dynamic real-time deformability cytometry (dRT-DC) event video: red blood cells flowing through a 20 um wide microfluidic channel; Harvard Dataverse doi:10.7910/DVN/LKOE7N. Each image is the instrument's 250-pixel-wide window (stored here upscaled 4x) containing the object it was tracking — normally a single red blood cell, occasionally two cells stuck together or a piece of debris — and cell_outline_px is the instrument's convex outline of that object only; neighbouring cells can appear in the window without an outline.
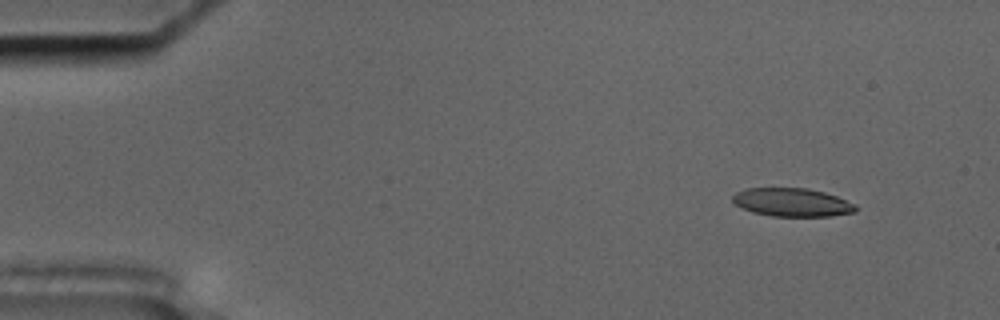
{"species": "common noctule bat (a hibernating species)", "species_latin": "Nyctalus noctula", "temperature_condition": "cold", "stored_images_in_passage": 55, "camera_frame_rate_fps": 3000, "um_per_image_px": 0.085, "animal": {"sex": "male", "body_mass_g": 17.5, "forearm_length_mm": 52.3}, "frame": {"image": 1, "passage_image": 5, "time_ms": 1.333, "image_size_px": [1000, 320], "cell_outline_px": [[856, 212], [832, 216], [772, 216], [752, 212], [736, 204], [732, 200], [732, 196], [736, 192], [748, 188], [808, 188], [824, 192], [836, 196], [856, 204]], "centroid_in_image_um": [67.35, 17.2], "position_along_channel_um": 17.7, "area_um2": 20.29}}
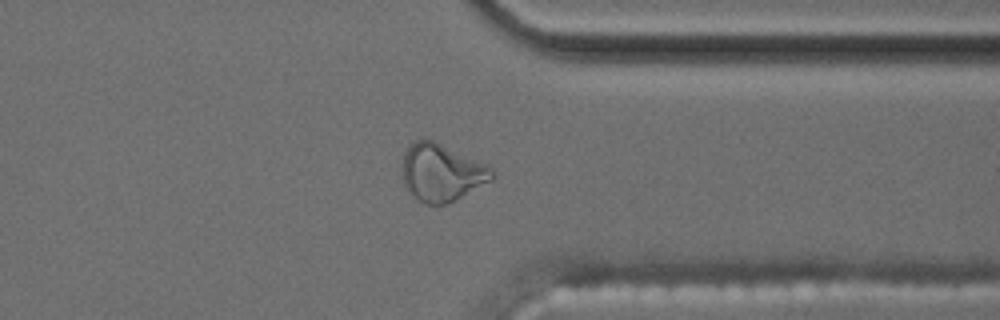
{"frame": {"image": 2, "passage_image": 43, "time_ms": 14.0, "image_size_px": [1000, 320], "cell_outline_px": [[496, 176], [492, 180], [448, 204], [424, 204], [416, 200], [408, 192], [404, 184], [400, 172], [400, 164], [404, 152], [408, 144], [424, 136], [488, 164], [492, 168]], "centroid_in_image_um": [37.48, 14.65], "position_along_channel_um": 373.9, "area_um2": 30.98}}
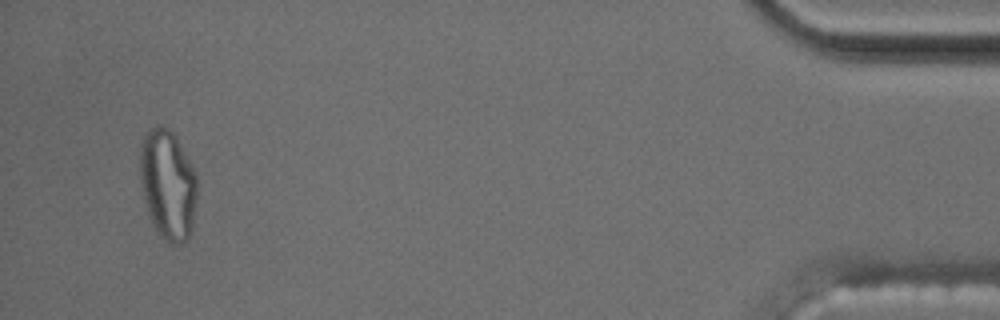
{"frame": {"image": 3, "passage_image": 53, "time_ms": 17.333, "image_size_px": [1000, 320], "cell_outline_px": [[196, 196], [192, 224], [188, 236], [184, 240], [172, 244], [160, 236], [156, 232], [148, 212], [140, 184], [140, 144], [148, 128], [156, 124], [164, 124], [176, 136], [196, 176]], "centroid_in_image_um": [14.22, 15.62], "position_along_channel_um": 421.0, "area_um2": 36.3}, "authors_computed_cell_mechanics": {"area_um2": 22.0796, "velocity_mm_per_s": 3.6127, "shape_relaxation_time_tau1_ms": null, "shape_relaxation_time_tau2_ms": 2.6622, "deformation_change_tau1": null, "deformation_change_tau2": 0.1057}}